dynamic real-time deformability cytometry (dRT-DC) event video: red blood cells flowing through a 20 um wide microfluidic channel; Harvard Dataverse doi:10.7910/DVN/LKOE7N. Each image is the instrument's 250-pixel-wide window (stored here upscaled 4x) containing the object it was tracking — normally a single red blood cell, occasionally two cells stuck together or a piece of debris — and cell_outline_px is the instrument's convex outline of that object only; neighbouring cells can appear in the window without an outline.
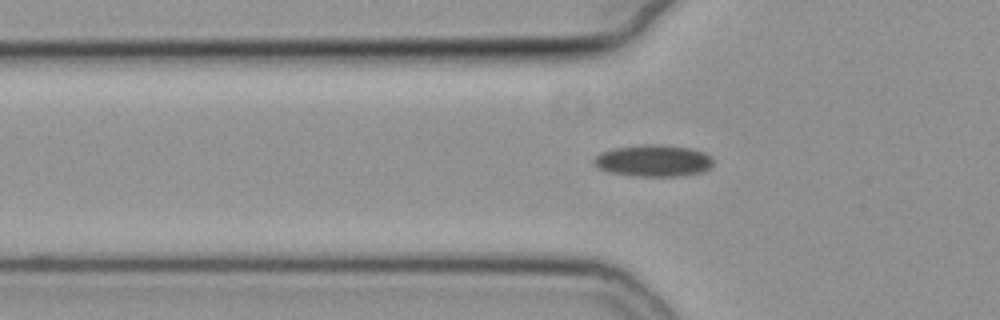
{"species": "common noctule bat (a hibernating species)", "species_latin": "Nyctalus noctula", "temperature_condition": "cold", "stored_images_in_passage": 28, "camera_frame_rate_fps": 3000, "um_per_image_px": 0.085, "animal": {"sex": "female", "body_mass_g": 19.3, "forearm_length_mm": 54.1}, "frame": {"image": 1, "passage_image": 2, "time_ms": 0.333, "image_size_px": [1000, 320], "cell_outline_px": [[712, 164], [708, 168], [700, 172], [684, 176], [632, 176], [608, 172], [592, 164], [592, 160], [600, 152], [612, 148], [644, 144], [660, 144], [692, 148], [704, 152], [712, 156]], "centroid_in_image_um": [55.51, 13.65], "position_along_channel_um": 70.3, "area_um2": 22.37}}
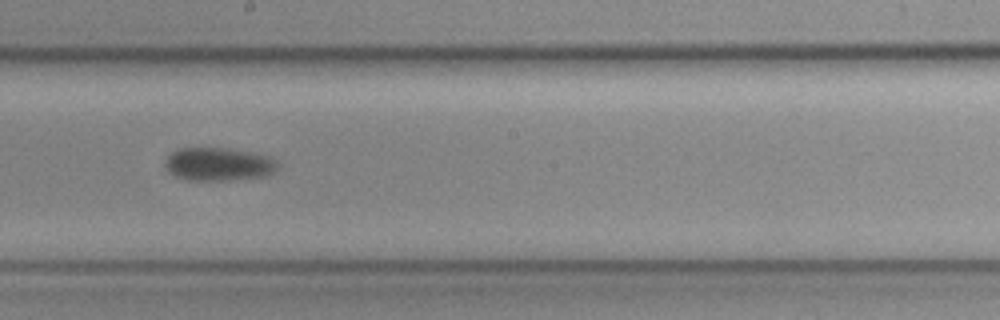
{"frame": {"image": 2, "passage_image": 15, "time_ms": 4.667, "image_size_px": [1000, 320], "cell_outline_px": [[280, 164], [268, 176], [228, 180], [188, 180], [176, 176], [168, 172], [164, 164], [168, 156], [172, 152], [180, 148], [228, 148], [252, 152], [272, 156]], "centroid_in_image_um": [18.61, 13.95], "position_along_channel_um": 229.6, "area_um2": 21.96}}
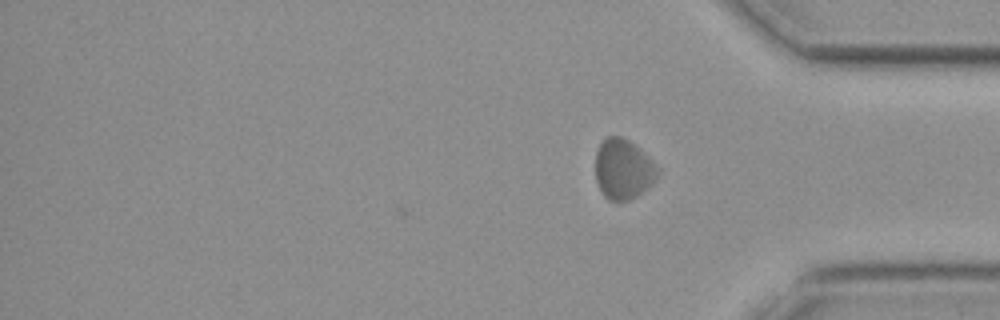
{"frame": {"image": 3, "passage_image": 28, "time_ms": 9.0, "image_size_px": [1000, 320], "cell_outline_px": [[660, 172], [652, 184], [636, 196], [628, 200], [608, 200], [600, 192], [596, 180], [596, 148], [608, 136], [620, 136], [628, 140], [640, 148], [660, 168]], "centroid_in_image_um": [52.98, 14.38], "position_along_channel_um": 382.2, "area_um2": 21.91}, "authors_computed_cell_mechanics": {"area_um2": 22.0218, "velocity_mm_per_s": 3.6926, "shape_relaxation_time_tau1_ms": 5.8608, "shape_relaxation_time_tau2_ms": null, "deformation_change_tau1": 0.0364, "deformation_change_tau2": null}}